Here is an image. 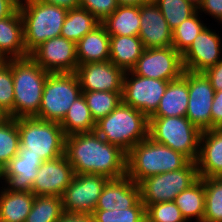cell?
Listing matches in <instances>:
<instances>
[{
  "label": "cell",
  "instance_id": "obj_17",
  "mask_svg": "<svg viewBox=\"0 0 222 222\" xmlns=\"http://www.w3.org/2000/svg\"><path fill=\"white\" fill-rule=\"evenodd\" d=\"M73 176V167L65 154L56 159L44 161L38 169L31 192L35 196L61 197Z\"/></svg>",
  "mask_w": 222,
  "mask_h": 222
},
{
  "label": "cell",
  "instance_id": "obj_31",
  "mask_svg": "<svg viewBox=\"0 0 222 222\" xmlns=\"http://www.w3.org/2000/svg\"><path fill=\"white\" fill-rule=\"evenodd\" d=\"M64 213L62 198L58 196H35L25 222H57Z\"/></svg>",
  "mask_w": 222,
  "mask_h": 222
},
{
  "label": "cell",
  "instance_id": "obj_15",
  "mask_svg": "<svg viewBox=\"0 0 222 222\" xmlns=\"http://www.w3.org/2000/svg\"><path fill=\"white\" fill-rule=\"evenodd\" d=\"M221 41V35L206 26L182 54L184 70L203 73L220 62L222 60Z\"/></svg>",
  "mask_w": 222,
  "mask_h": 222
},
{
  "label": "cell",
  "instance_id": "obj_20",
  "mask_svg": "<svg viewBox=\"0 0 222 222\" xmlns=\"http://www.w3.org/2000/svg\"><path fill=\"white\" fill-rule=\"evenodd\" d=\"M43 162L40 156L18 153L4 167V186L11 191L30 192Z\"/></svg>",
  "mask_w": 222,
  "mask_h": 222
},
{
  "label": "cell",
  "instance_id": "obj_19",
  "mask_svg": "<svg viewBox=\"0 0 222 222\" xmlns=\"http://www.w3.org/2000/svg\"><path fill=\"white\" fill-rule=\"evenodd\" d=\"M141 200L140 188L127 176L109 179L98 198L95 210H125Z\"/></svg>",
  "mask_w": 222,
  "mask_h": 222
},
{
  "label": "cell",
  "instance_id": "obj_49",
  "mask_svg": "<svg viewBox=\"0 0 222 222\" xmlns=\"http://www.w3.org/2000/svg\"><path fill=\"white\" fill-rule=\"evenodd\" d=\"M7 118V116L0 110V123L4 121Z\"/></svg>",
  "mask_w": 222,
  "mask_h": 222
},
{
  "label": "cell",
  "instance_id": "obj_25",
  "mask_svg": "<svg viewBox=\"0 0 222 222\" xmlns=\"http://www.w3.org/2000/svg\"><path fill=\"white\" fill-rule=\"evenodd\" d=\"M0 221L25 222L31 211L35 195L30 192L8 190L0 187Z\"/></svg>",
  "mask_w": 222,
  "mask_h": 222
},
{
  "label": "cell",
  "instance_id": "obj_32",
  "mask_svg": "<svg viewBox=\"0 0 222 222\" xmlns=\"http://www.w3.org/2000/svg\"><path fill=\"white\" fill-rule=\"evenodd\" d=\"M173 31L197 11L195 0H153Z\"/></svg>",
  "mask_w": 222,
  "mask_h": 222
},
{
  "label": "cell",
  "instance_id": "obj_14",
  "mask_svg": "<svg viewBox=\"0 0 222 222\" xmlns=\"http://www.w3.org/2000/svg\"><path fill=\"white\" fill-rule=\"evenodd\" d=\"M189 101L186 117L201 132L211 129V106L215 90L204 73L187 71Z\"/></svg>",
  "mask_w": 222,
  "mask_h": 222
},
{
  "label": "cell",
  "instance_id": "obj_9",
  "mask_svg": "<svg viewBox=\"0 0 222 222\" xmlns=\"http://www.w3.org/2000/svg\"><path fill=\"white\" fill-rule=\"evenodd\" d=\"M199 179L197 163L190 161L185 167L150 176L138 183L142 203L151 204L174 201L176 196Z\"/></svg>",
  "mask_w": 222,
  "mask_h": 222
},
{
  "label": "cell",
  "instance_id": "obj_44",
  "mask_svg": "<svg viewBox=\"0 0 222 222\" xmlns=\"http://www.w3.org/2000/svg\"><path fill=\"white\" fill-rule=\"evenodd\" d=\"M57 222H94L92 214H79L64 212Z\"/></svg>",
  "mask_w": 222,
  "mask_h": 222
},
{
  "label": "cell",
  "instance_id": "obj_23",
  "mask_svg": "<svg viewBox=\"0 0 222 222\" xmlns=\"http://www.w3.org/2000/svg\"><path fill=\"white\" fill-rule=\"evenodd\" d=\"M78 65L104 62L110 58V35L100 23L76 43Z\"/></svg>",
  "mask_w": 222,
  "mask_h": 222
},
{
  "label": "cell",
  "instance_id": "obj_1",
  "mask_svg": "<svg viewBox=\"0 0 222 222\" xmlns=\"http://www.w3.org/2000/svg\"><path fill=\"white\" fill-rule=\"evenodd\" d=\"M65 156L74 174H100L109 179L126 176L127 153L95 131L66 136Z\"/></svg>",
  "mask_w": 222,
  "mask_h": 222
},
{
  "label": "cell",
  "instance_id": "obj_33",
  "mask_svg": "<svg viewBox=\"0 0 222 222\" xmlns=\"http://www.w3.org/2000/svg\"><path fill=\"white\" fill-rule=\"evenodd\" d=\"M202 14L197 10L192 16L183 21L172 31V46L182 55L197 37V35L206 27ZM201 17V18H200Z\"/></svg>",
  "mask_w": 222,
  "mask_h": 222
},
{
  "label": "cell",
  "instance_id": "obj_16",
  "mask_svg": "<svg viewBox=\"0 0 222 222\" xmlns=\"http://www.w3.org/2000/svg\"><path fill=\"white\" fill-rule=\"evenodd\" d=\"M75 74L78 77L82 92H123L125 71L110 60L78 65Z\"/></svg>",
  "mask_w": 222,
  "mask_h": 222
},
{
  "label": "cell",
  "instance_id": "obj_43",
  "mask_svg": "<svg viewBox=\"0 0 222 222\" xmlns=\"http://www.w3.org/2000/svg\"><path fill=\"white\" fill-rule=\"evenodd\" d=\"M215 91L222 90V60L203 72Z\"/></svg>",
  "mask_w": 222,
  "mask_h": 222
},
{
  "label": "cell",
  "instance_id": "obj_26",
  "mask_svg": "<svg viewBox=\"0 0 222 222\" xmlns=\"http://www.w3.org/2000/svg\"><path fill=\"white\" fill-rule=\"evenodd\" d=\"M145 48L138 36L110 35L109 60L124 71H130Z\"/></svg>",
  "mask_w": 222,
  "mask_h": 222
},
{
  "label": "cell",
  "instance_id": "obj_29",
  "mask_svg": "<svg viewBox=\"0 0 222 222\" xmlns=\"http://www.w3.org/2000/svg\"><path fill=\"white\" fill-rule=\"evenodd\" d=\"M96 122L92 118L83 94L70 106L66 116L60 123L65 136L93 132Z\"/></svg>",
  "mask_w": 222,
  "mask_h": 222
},
{
  "label": "cell",
  "instance_id": "obj_4",
  "mask_svg": "<svg viewBox=\"0 0 222 222\" xmlns=\"http://www.w3.org/2000/svg\"><path fill=\"white\" fill-rule=\"evenodd\" d=\"M148 128L149 119L122 101L110 114L96 122L94 131L127 153L148 137Z\"/></svg>",
  "mask_w": 222,
  "mask_h": 222
},
{
  "label": "cell",
  "instance_id": "obj_6",
  "mask_svg": "<svg viewBox=\"0 0 222 222\" xmlns=\"http://www.w3.org/2000/svg\"><path fill=\"white\" fill-rule=\"evenodd\" d=\"M14 119L35 117L39 112L45 81L49 75L30 56L12 59Z\"/></svg>",
  "mask_w": 222,
  "mask_h": 222
},
{
  "label": "cell",
  "instance_id": "obj_47",
  "mask_svg": "<svg viewBox=\"0 0 222 222\" xmlns=\"http://www.w3.org/2000/svg\"><path fill=\"white\" fill-rule=\"evenodd\" d=\"M153 0H116V2L118 3V5H142V4H146L149 3Z\"/></svg>",
  "mask_w": 222,
  "mask_h": 222
},
{
  "label": "cell",
  "instance_id": "obj_41",
  "mask_svg": "<svg viewBox=\"0 0 222 222\" xmlns=\"http://www.w3.org/2000/svg\"><path fill=\"white\" fill-rule=\"evenodd\" d=\"M197 10L222 24V0H198Z\"/></svg>",
  "mask_w": 222,
  "mask_h": 222
},
{
  "label": "cell",
  "instance_id": "obj_34",
  "mask_svg": "<svg viewBox=\"0 0 222 222\" xmlns=\"http://www.w3.org/2000/svg\"><path fill=\"white\" fill-rule=\"evenodd\" d=\"M202 179L205 188V212L202 222H222V176Z\"/></svg>",
  "mask_w": 222,
  "mask_h": 222
},
{
  "label": "cell",
  "instance_id": "obj_40",
  "mask_svg": "<svg viewBox=\"0 0 222 222\" xmlns=\"http://www.w3.org/2000/svg\"><path fill=\"white\" fill-rule=\"evenodd\" d=\"M116 0H80V7L88 10L100 22L117 9Z\"/></svg>",
  "mask_w": 222,
  "mask_h": 222
},
{
  "label": "cell",
  "instance_id": "obj_36",
  "mask_svg": "<svg viewBox=\"0 0 222 222\" xmlns=\"http://www.w3.org/2000/svg\"><path fill=\"white\" fill-rule=\"evenodd\" d=\"M19 148L17 119L7 117L0 123V164L5 167L18 154Z\"/></svg>",
  "mask_w": 222,
  "mask_h": 222
},
{
  "label": "cell",
  "instance_id": "obj_37",
  "mask_svg": "<svg viewBox=\"0 0 222 222\" xmlns=\"http://www.w3.org/2000/svg\"><path fill=\"white\" fill-rule=\"evenodd\" d=\"M0 110L7 117L14 118L12 59L0 63Z\"/></svg>",
  "mask_w": 222,
  "mask_h": 222
},
{
  "label": "cell",
  "instance_id": "obj_21",
  "mask_svg": "<svg viewBox=\"0 0 222 222\" xmlns=\"http://www.w3.org/2000/svg\"><path fill=\"white\" fill-rule=\"evenodd\" d=\"M196 163L199 178L222 176V128L201 133Z\"/></svg>",
  "mask_w": 222,
  "mask_h": 222
},
{
  "label": "cell",
  "instance_id": "obj_30",
  "mask_svg": "<svg viewBox=\"0 0 222 222\" xmlns=\"http://www.w3.org/2000/svg\"><path fill=\"white\" fill-rule=\"evenodd\" d=\"M100 23L101 22L86 9L81 7L68 9L60 36L77 43Z\"/></svg>",
  "mask_w": 222,
  "mask_h": 222
},
{
  "label": "cell",
  "instance_id": "obj_45",
  "mask_svg": "<svg viewBox=\"0 0 222 222\" xmlns=\"http://www.w3.org/2000/svg\"><path fill=\"white\" fill-rule=\"evenodd\" d=\"M20 0H0V20L10 16L19 6Z\"/></svg>",
  "mask_w": 222,
  "mask_h": 222
},
{
  "label": "cell",
  "instance_id": "obj_24",
  "mask_svg": "<svg viewBox=\"0 0 222 222\" xmlns=\"http://www.w3.org/2000/svg\"><path fill=\"white\" fill-rule=\"evenodd\" d=\"M188 101L187 71H184L180 78L169 81L159 106L151 117L186 116Z\"/></svg>",
  "mask_w": 222,
  "mask_h": 222
},
{
  "label": "cell",
  "instance_id": "obj_35",
  "mask_svg": "<svg viewBox=\"0 0 222 222\" xmlns=\"http://www.w3.org/2000/svg\"><path fill=\"white\" fill-rule=\"evenodd\" d=\"M82 94L95 122L106 117L122 102V93L90 91Z\"/></svg>",
  "mask_w": 222,
  "mask_h": 222
},
{
  "label": "cell",
  "instance_id": "obj_48",
  "mask_svg": "<svg viewBox=\"0 0 222 222\" xmlns=\"http://www.w3.org/2000/svg\"><path fill=\"white\" fill-rule=\"evenodd\" d=\"M0 180H1L0 181L1 185L3 186V184H4V166L2 164H0ZM2 182H3V184H2Z\"/></svg>",
  "mask_w": 222,
  "mask_h": 222
},
{
  "label": "cell",
  "instance_id": "obj_18",
  "mask_svg": "<svg viewBox=\"0 0 222 222\" xmlns=\"http://www.w3.org/2000/svg\"><path fill=\"white\" fill-rule=\"evenodd\" d=\"M140 31L138 37L144 48H165L172 46V30L167 21L153 2L139 6Z\"/></svg>",
  "mask_w": 222,
  "mask_h": 222
},
{
  "label": "cell",
  "instance_id": "obj_38",
  "mask_svg": "<svg viewBox=\"0 0 222 222\" xmlns=\"http://www.w3.org/2000/svg\"><path fill=\"white\" fill-rule=\"evenodd\" d=\"M94 222H143L146 219V208L140 200L134 207L125 210H94Z\"/></svg>",
  "mask_w": 222,
  "mask_h": 222
},
{
  "label": "cell",
  "instance_id": "obj_8",
  "mask_svg": "<svg viewBox=\"0 0 222 222\" xmlns=\"http://www.w3.org/2000/svg\"><path fill=\"white\" fill-rule=\"evenodd\" d=\"M81 95L82 90L75 72L49 73L45 81L39 112L35 117L61 123L72 103Z\"/></svg>",
  "mask_w": 222,
  "mask_h": 222
},
{
  "label": "cell",
  "instance_id": "obj_2",
  "mask_svg": "<svg viewBox=\"0 0 222 222\" xmlns=\"http://www.w3.org/2000/svg\"><path fill=\"white\" fill-rule=\"evenodd\" d=\"M190 161L184 154L148 136L127 152L126 176L138 184L150 176L179 170Z\"/></svg>",
  "mask_w": 222,
  "mask_h": 222
},
{
  "label": "cell",
  "instance_id": "obj_5",
  "mask_svg": "<svg viewBox=\"0 0 222 222\" xmlns=\"http://www.w3.org/2000/svg\"><path fill=\"white\" fill-rule=\"evenodd\" d=\"M20 137L18 153L40 156L43 161L65 154V134L60 123L36 117L17 118Z\"/></svg>",
  "mask_w": 222,
  "mask_h": 222
},
{
  "label": "cell",
  "instance_id": "obj_27",
  "mask_svg": "<svg viewBox=\"0 0 222 222\" xmlns=\"http://www.w3.org/2000/svg\"><path fill=\"white\" fill-rule=\"evenodd\" d=\"M139 5H118L101 23L109 35L138 36L140 31Z\"/></svg>",
  "mask_w": 222,
  "mask_h": 222
},
{
  "label": "cell",
  "instance_id": "obj_10",
  "mask_svg": "<svg viewBox=\"0 0 222 222\" xmlns=\"http://www.w3.org/2000/svg\"><path fill=\"white\" fill-rule=\"evenodd\" d=\"M169 81L138 76L125 71L122 101L141 111L148 119L156 112Z\"/></svg>",
  "mask_w": 222,
  "mask_h": 222
},
{
  "label": "cell",
  "instance_id": "obj_28",
  "mask_svg": "<svg viewBox=\"0 0 222 222\" xmlns=\"http://www.w3.org/2000/svg\"><path fill=\"white\" fill-rule=\"evenodd\" d=\"M181 211L187 222L192 218L196 222H202L205 212V188L204 181L199 178L189 188L179 193L173 201Z\"/></svg>",
  "mask_w": 222,
  "mask_h": 222
},
{
  "label": "cell",
  "instance_id": "obj_7",
  "mask_svg": "<svg viewBox=\"0 0 222 222\" xmlns=\"http://www.w3.org/2000/svg\"><path fill=\"white\" fill-rule=\"evenodd\" d=\"M201 131L186 116L150 117L148 136L196 162Z\"/></svg>",
  "mask_w": 222,
  "mask_h": 222
},
{
  "label": "cell",
  "instance_id": "obj_42",
  "mask_svg": "<svg viewBox=\"0 0 222 222\" xmlns=\"http://www.w3.org/2000/svg\"><path fill=\"white\" fill-rule=\"evenodd\" d=\"M222 128V90L215 91L211 106V129Z\"/></svg>",
  "mask_w": 222,
  "mask_h": 222
},
{
  "label": "cell",
  "instance_id": "obj_3",
  "mask_svg": "<svg viewBox=\"0 0 222 222\" xmlns=\"http://www.w3.org/2000/svg\"><path fill=\"white\" fill-rule=\"evenodd\" d=\"M22 22L25 50L30 54L40 44L58 37L68 9L40 0H20L18 6Z\"/></svg>",
  "mask_w": 222,
  "mask_h": 222
},
{
  "label": "cell",
  "instance_id": "obj_13",
  "mask_svg": "<svg viewBox=\"0 0 222 222\" xmlns=\"http://www.w3.org/2000/svg\"><path fill=\"white\" fill-rule=\"evenodd\" d=\"M29 56L48 73H73L78 67L76 43L62 36L43 42Z\"/></svg>",
  "mask_w": 222,
  "mask_h": 222
},
{
  "label": "cell",
  "instance_id": "obj_46",
  "mask_svg": "<svg viewBox=\"0 0 222 222\" xmlns=\"http://www.w3.org/2000/svg\"><path fill=\"white\" fill-rule=\"evenodd\" d=\"M42 2L52 4L66 9H75L80 7V0H40Z\"/></svg>",
  "mask_w": 222,
  "mask_h": 222
},
{
  "label": "cell",
  "instance_id": "obj_11",
  "mask_svg": "<svg viewBox=\"0 0 222 222\" xmlns=\"http://www.w3.org/2000/svg\"><path fill=\"white\" fill-rule=\"evenodd\" d=\"M108 180L100 174H74L61 196L64 212L92 214Z\"/></svg>",
  "mask_w": 222,
  "mask_h": 222
},
{
  "label": "cell",
  "instance_id": "obj_39",
  "mask_svg": "<svg viewBox=\"0 0 222 222\" xmlns=\"http://www.w3.org/2000/svg\"><path fill=\"white\" fill-rule=\"evenodd\" d=\"M146 219L149 222H187L173 201L149 205L146 208Z\"/></svg>",
  "mask_w": 222,
  "mask_h": 222
},
{
  "label": "cell",
  "instance_id": "obj_12",
  "mask_svg": "<svg viewBox=\"0 0 222 222\" xmlns=\"http://www.w3.org/2000/svg\"><path fill=\"white\" fill-rule=\"evenodd\" d=\"M131 71L152 79L172 81L184 73L182 55L173 47L145 49Z\"/></svg>",
  "mask_w": 222,
  "mask_h": 222
},
{
  "label": "cell",
  "instance_id": "obj_22",
  "mask_svg": "<svg viewBox=\"0 0 222 222\" xmlns=\"http://www.w3.org/2000/svg\"><path fill=\"white\" fill-rule=\"evenodd\" d=\"M28 56L24 44L23 22L17 8L10 16L0 20V57L10 60Z\"/></svg>",
  "mask_w": 222,
  "mask_h": 222
}]
</instances>
